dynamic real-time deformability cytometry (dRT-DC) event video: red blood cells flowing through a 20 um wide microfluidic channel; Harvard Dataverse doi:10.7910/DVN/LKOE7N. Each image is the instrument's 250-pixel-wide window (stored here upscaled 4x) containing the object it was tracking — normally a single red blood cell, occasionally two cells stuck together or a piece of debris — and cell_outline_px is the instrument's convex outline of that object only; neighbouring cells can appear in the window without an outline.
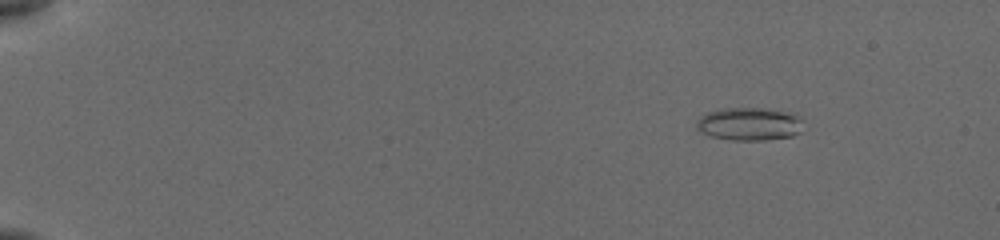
{"species": "common noctule bat (a hibernating species)", "species_latin": "Nyctalus noctula", "temperature_condition": "cold", "stored_images_in_passage": 95, "camera_frame_rate_fps": 3000, "um_per_image_px": 0.085, "animal": {"sex": "female", "body_mass_g": 19.5, "forearm_length_mm": 54.1}, "frame": {"image": 1, "passage_image": 12, "time_ms": 2.333, "image_size_px": [1000, 240], "cell_outline_px": [[800, 132], [792, 136], [764, 140], [732, 140], [712, 136], [696, 128], [696, 124], [700, 116], [708, 112], [724, 108], [764, 108], [792, 112], [800, 120]], "centroid_in_image_um": [63.68, 10.53], "position_along_channel_um": 21.3, "area_um2": 20.29}}
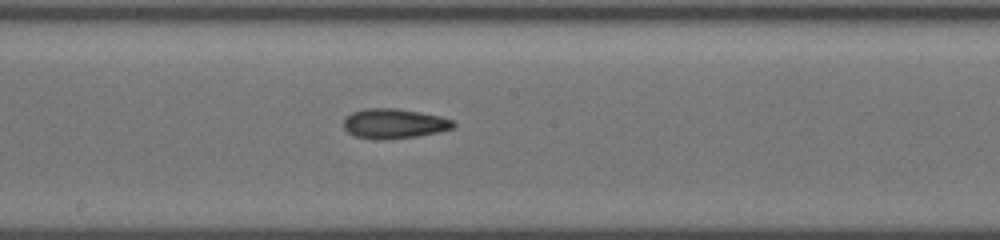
{"frame": {"image": 2, "passage_image": 59, "time_ms": 10.667, "image_size_px": [1000, 240], "cell_outline_px": [[456, 124], [452, 128], [440, 132], [416, 136], [356, 136], [348, 132], [344, 128], [344, 116], [352, 112], [364, 108], [396, 108], [420, 112], [440, 116], [452, 120]], "centroid_in_image_um": [33.52, 10.44], "position_along_channel_um": 214.7, "area_um2": 18.21}}
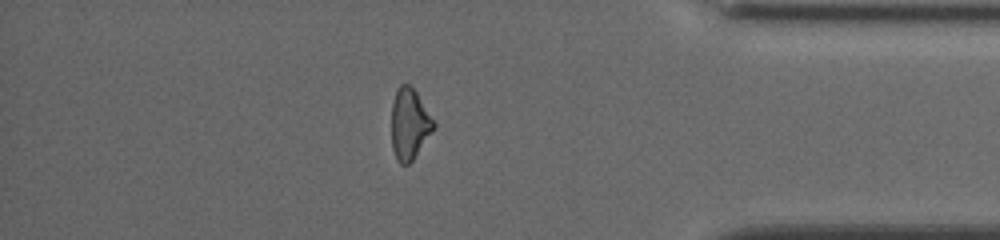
{"frame": {"image": 3, "passage_image": 81, "time_ms": 16.0, "image_size_px": [1000, 240], "cell_outline_px": [[436, 124], [412, 160], [408, 164], [400, 164], [396, 160], [392, 148], [392, 104], [396, 92], [400, 84], [408, 84], [416, 92]], "centroid_in_image_um": [34.78, 10.55], "position_along_channel_um": 400.4, "area_um2": 16.99}, "authors_computed_cell_mechanics": {"area_um2": 18.207, "velocity_mm_per_s": 3.8943, "shape_relaxation_time_tau1_ms": 7.1329, "shape_relaxation_time_tau2_ms": 3.437, "deformation_change_tau1": 0.1929, "deformation_change_tau2": 0.1286}}